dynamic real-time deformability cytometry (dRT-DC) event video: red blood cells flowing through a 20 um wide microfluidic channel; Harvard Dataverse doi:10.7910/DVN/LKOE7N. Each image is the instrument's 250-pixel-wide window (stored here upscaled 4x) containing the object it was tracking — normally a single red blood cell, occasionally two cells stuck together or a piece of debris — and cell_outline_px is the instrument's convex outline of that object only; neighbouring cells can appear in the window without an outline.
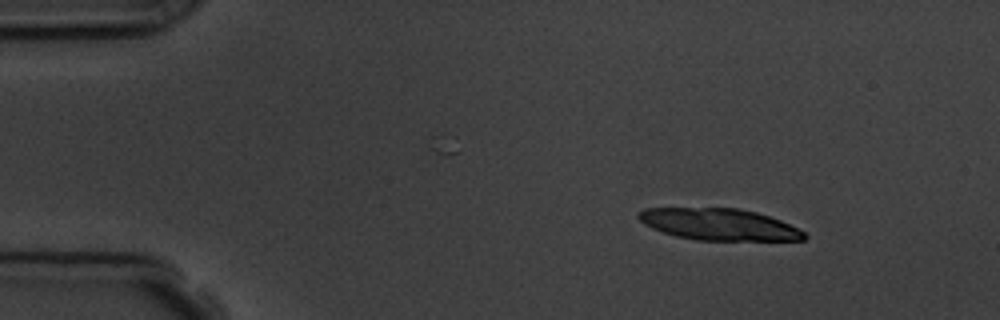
{"species": "common noctule bat (a hibernating species)", "species_latin": "Nyctalus noctula", "temperature_condition": "room temperature", "stored_images_in_passage": 5, "camera_frame_rate_fps": 3000, "um_per_image_px": 0.085, "animal": {"sex": "male", "body_mass_g": 19.5, "forearm_length_mm": 54.6}, "frame": {"image": 1, "passage_image": 1, "time_ms": 0.0, "image_size_px": [1000, 320], "cell_outline_px": [[808, 236], [804, 240], [696, 240], [676, 236], [652, 228], [644, 224], [636, 216], [636, 212], [644, 208], [736, 208], [756, 212], [780, 220], [804, 232]], "centroid_in_image_um": [61.07, 19.07], "position_along_channel_um": 23.9, "area_um2": 30.4}}